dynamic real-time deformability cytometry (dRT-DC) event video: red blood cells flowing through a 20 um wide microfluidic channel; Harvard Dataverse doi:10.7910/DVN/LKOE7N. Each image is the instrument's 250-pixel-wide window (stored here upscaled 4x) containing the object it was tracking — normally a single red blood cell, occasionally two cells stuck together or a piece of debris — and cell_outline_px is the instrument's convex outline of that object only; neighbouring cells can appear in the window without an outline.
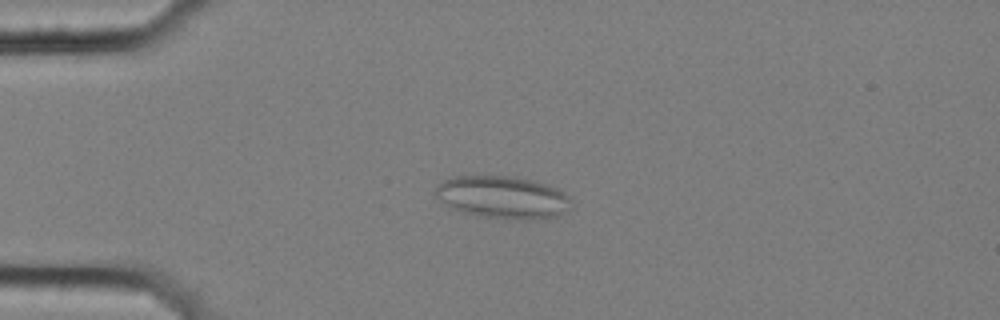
{"species": "common noctule bat (a hibernating species)", "species_latin": "Nyctalus noctula", "temperature_condition": "cold", "stored_images_in_passage": 5, "camera_frame_rate_fps": 3000, "um_per_image_px": 0.085, "animal": {"sex": "female", "body_mass_g": 25.1}, "frame": {"image": 1, "passage_image": 3, "time_ms": 0.667, "image_size_px": [1000, 320], "cell_outline_px": [[572, 200], [568, 208], [564, 212], [556, 216], [544, 220], [512, 220], [484, 216], [460, 212], [448, 208], [432, 192], [444, 180], [456, 176], [516, 176], [536, 180], [548, 184], [564, 192]], "centroid_in_image_um": [42.74, 16.78], "position_along_channel_um": 42.3, "area_um2": 34.22}}